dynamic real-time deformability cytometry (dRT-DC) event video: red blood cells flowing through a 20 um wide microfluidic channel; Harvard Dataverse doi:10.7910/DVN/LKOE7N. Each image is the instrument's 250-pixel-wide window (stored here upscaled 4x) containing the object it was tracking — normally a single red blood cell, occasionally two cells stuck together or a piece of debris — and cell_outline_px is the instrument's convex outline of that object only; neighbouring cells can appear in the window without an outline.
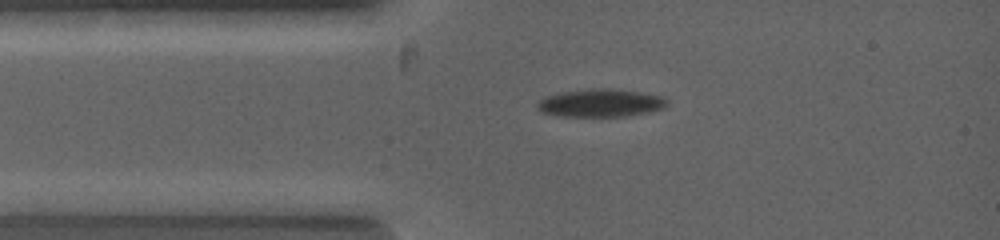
{"species": "common noctule bat (a hibernating species)", "species_latin": "Nyctalus noctula", "temperature_condition": "warm", "stored_images_in_passage": 7, "camera_frame_rate_fps": 5000, "um_per_image_px": 0.085, "animal": {"sex": "female", "body_mass_g": 19.0, "forearm_length_mm": 53.3}, "frame": {"image": 1, "passage_image": 1, "time_ms": 0.0, "image_size_px": [1000, 240], "cell_outline_px": [[668, 104], [664, 108], [648, 112], [624, 116], [556, 116], [540, 112], [536, 104], [540, 100], [548, 96], [564, 92], [600, 88], [604, 88], [640, 92], [660, 96], [668, 100]], "centroid_in_image_um": [51.05, 8.77], "position_along_channel_um": 33.9, "area_um2": 20.75}}
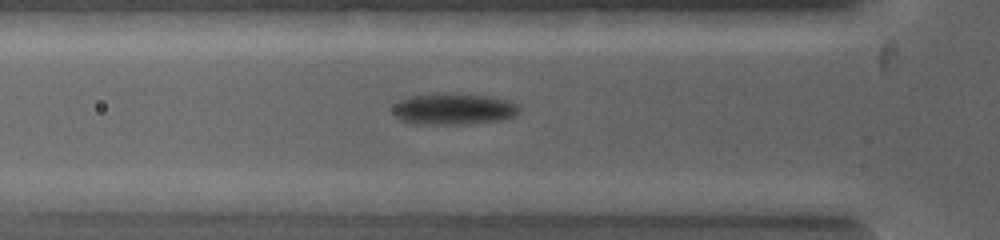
{"frame": {"image": 2, "passage_image": 5, "time_ms": 1.0, "image_size_px": [1000, 240], "cell_outline_px": [[520, 112], [516, 116], [504, 120], [468, 124], [416, 124], [400, 120], [396, 116], [396, 104], [404, 100], [416, 96], [484, 96], [504, 100], [516, 104], [520, 108]], "centroid_in_image_um": [38.67, 9.34], "position_along_channel_um": 87.1, "area_um2": 21.73}}